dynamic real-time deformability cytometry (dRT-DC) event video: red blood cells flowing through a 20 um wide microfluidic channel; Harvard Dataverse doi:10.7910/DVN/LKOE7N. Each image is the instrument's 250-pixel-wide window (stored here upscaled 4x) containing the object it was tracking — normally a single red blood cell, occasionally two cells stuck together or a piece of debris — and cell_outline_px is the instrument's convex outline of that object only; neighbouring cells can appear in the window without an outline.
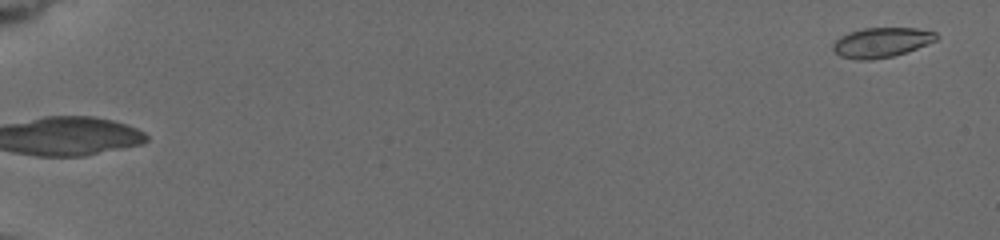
{"species": "common noctule bat (a hibernating species)", "species_latin": "Nyctalus noctula", "temperature_condition": "cold", "stored_images_in_passage": 60, "camera_frame_rate_fps": 3000, "um_per_image_px": 0.085, "animal": {"sex": "female", "body_mass_g": 19.5, "forearm_length_mm": 54.1}, "frame": {"image": 1, "passage_image": 1, "time_ms": 0.0, "image_size_px": [1000, 240], "cell_outline_px": [[940, 36], [936, 40], [916, 48], [892, 56], [872, 60], [856, 60], [840, 56], [832, 48], [832, 44], [840, 36], [848, 32], [864, 28], [916, 28], [936, 32]], "centroid_in_image_um": [74.9, 3.6], "position_along_channel_um": 10.1, "area_um2": 17.92}}
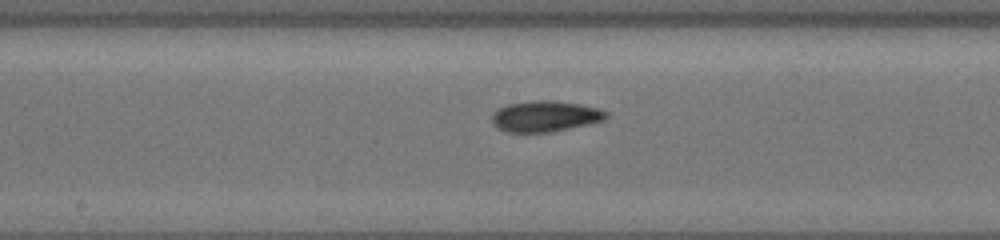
{"frame": {"image": 2, "passage_image": 36, "time_ms": 10.333, "image_size_px": [1000, 240], "cell_outline_px": [[608, 116], [604, 120], [588, 124], [552, 132], [504, 132], [496, 128], [492, 124], [492, 112], [508, 104], [532, 100], [556, 100], [580, 104], [600, 108], [608, 112]], "centroid_in_image_um": [46.33, 9.88], "position_along_channel_um": 201.9, "area_um2": 20.87}}
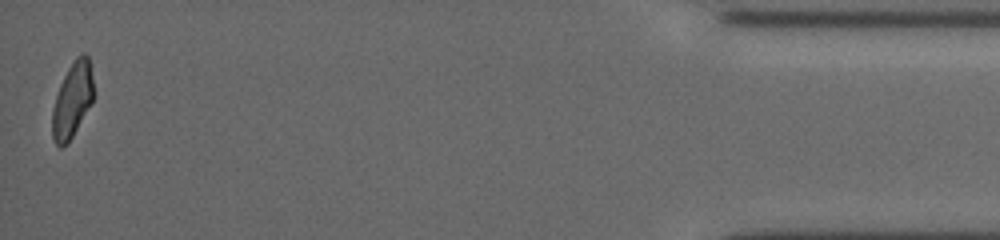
{"frame": {"image": 3, "passage_image": 60, "time_ms": 18.333, "image_size_px": [1000, 240], "cell_outline_px": [[92, 104], [68, 144], [60, 148], [56, 144], [52, 136], [52, 108], [60, 84], [68, 68], [76, 56], [80, 52], [84, 52], [88, 56], [92, 76]], "centroid_in_image_um": [6.14, 8.52], "position_along_channel_um": 429.1, "area_um2": 18.15}, "authors_computed_cell_mechanics": {"area_um2": 19.363, "velocity_mm_per_s": 3.7568, "shape_relaxation_time_tau1_ms": 4.5303, "shape_relaxation_time_tau2_ms": 3.3157, "deformation_change_tau1": 0.1634, "deformation_change_tau2": 0.0829}}